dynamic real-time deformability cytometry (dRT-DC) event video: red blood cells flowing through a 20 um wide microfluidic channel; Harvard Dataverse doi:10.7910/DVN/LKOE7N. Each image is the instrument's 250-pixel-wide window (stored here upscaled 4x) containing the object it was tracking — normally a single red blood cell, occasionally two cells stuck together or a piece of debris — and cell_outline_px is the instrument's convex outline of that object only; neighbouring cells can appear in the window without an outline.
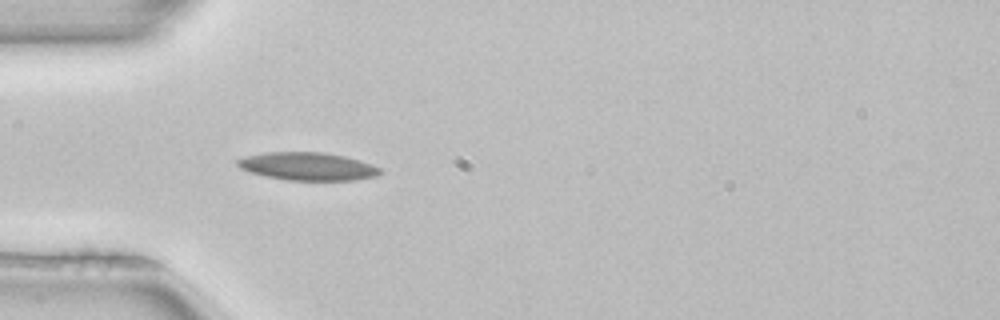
{"species": "common noctule bat (a hibernating species)", "species_latin": "Nyctalus noctula", "temperature_condition": "room temperature", "stored_images_in_passage": 2, "camera_frame_rate_fps": 3000, "um_per_image_px": 0.085, "animal": {"sex": "female", "body_mass_g": 22.7, "forearm_length_mm": 54.2}, "frame": {"image": 1, "passage_image": 2, "time_ms": 0.333, "image_size_px": [1000, 320], "cell_outline_px": [[384, 172], [376, 176], [356, 180], [288, 180], [248, 172], [240, 168], [236, 164], [236, 160], [248, 156], [264, 152], [324, 152], [344, 156], [360, 160], [380, 168]], "centroid_in_image_um": [26.17, 14.14], "position_along_channel_um": 58.8, "area_um2": 23.18}}